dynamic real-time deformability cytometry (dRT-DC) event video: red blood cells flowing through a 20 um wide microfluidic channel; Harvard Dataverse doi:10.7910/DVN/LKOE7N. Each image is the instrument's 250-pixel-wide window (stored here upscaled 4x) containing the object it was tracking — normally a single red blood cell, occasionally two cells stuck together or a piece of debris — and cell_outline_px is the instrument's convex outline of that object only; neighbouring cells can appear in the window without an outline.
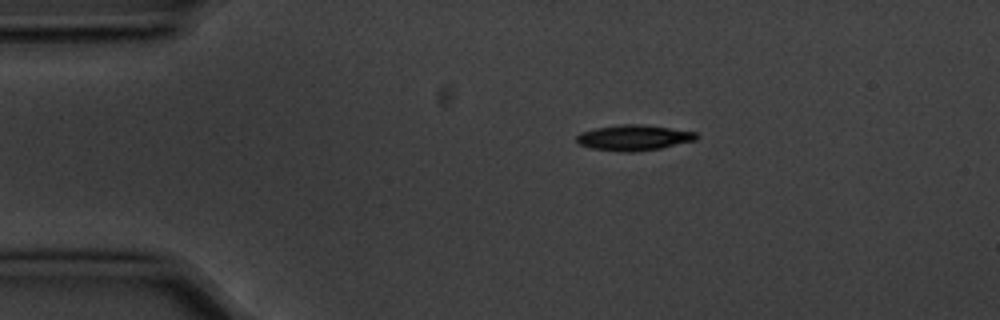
{"species": "common noctule bat (a hibernating species)", "species_latin": "Nyctalus noctula", "temperature_condition": "cold", "stored_images_in_passage": 4, "camera_frame_rate_fps": 3000, "um_per_image_px": 0.085, "animal": {"sex": "male", "body_mass_g": 20.1, "forearm_length_mm": 53.5}, "frame": {"image": 1, "passage_image": 1, "time_ms": 0.0, "image_size_px": [1000, 320], "cell_outline_px": [[700, 136], [696, 140], [660, 148], [636, 152], [624, 152], [592, 148], [580, 144], [576, 140], [576, 136], [580, 132], [596, 128], [620, 124], [640, 124], [696, 132]], "centroid_in_image_um": [53.88, 11.7], "position_along_channel_um": 31.1, "area_um2": 17.74}}
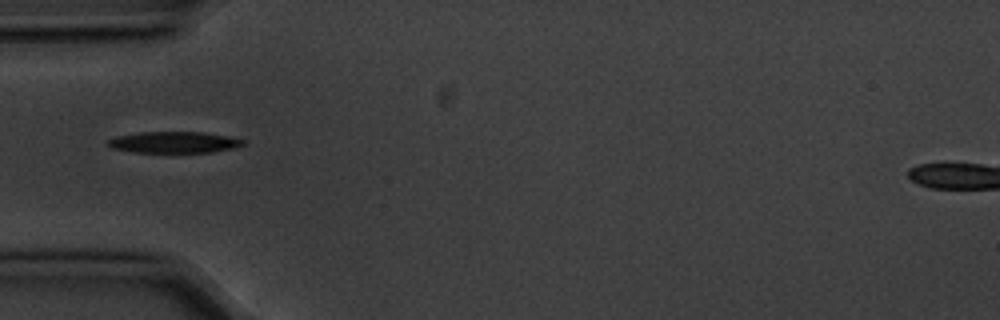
{"frame": {"image": 2, "passage_image": 3, "time_ms": 0.667, "image_size_px": [1000, 320], "cell_outline_px": [[248, 140], [244, 144], [232, 148], [212, 152], [132, 152], [112, 148], [104, 144], [108, 140], [116, 136], [140, 132], [204, 132], [228, 136]], "centroid_in_image_um": [14.78, 12.09], "position_along_channel_um": 70.2, "area_um2": 16.88}}